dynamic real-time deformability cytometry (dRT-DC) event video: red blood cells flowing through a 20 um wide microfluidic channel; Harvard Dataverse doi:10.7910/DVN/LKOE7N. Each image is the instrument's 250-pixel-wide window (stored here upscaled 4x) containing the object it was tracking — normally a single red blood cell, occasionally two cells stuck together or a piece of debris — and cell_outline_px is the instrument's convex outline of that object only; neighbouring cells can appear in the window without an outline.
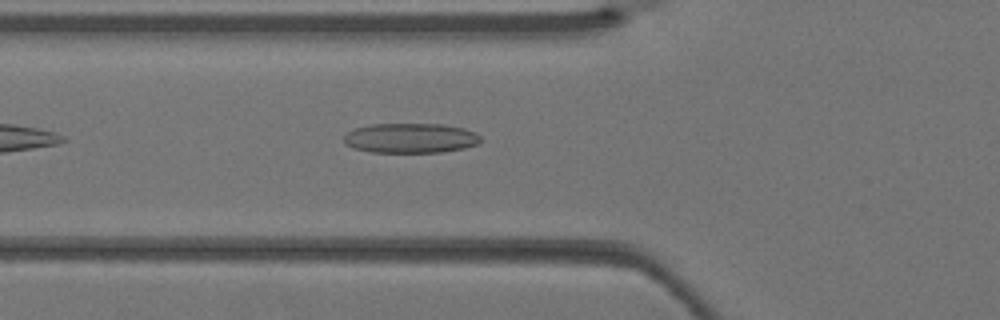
{"species": "Egyptian fruit bat (a non-hibernating species)", "species_latin": "Rousettus aegyptiacus", "temperature_condition": "warm", "stored_images_in_passage": 4, "camera_frame_rate_fps": 3000, "um_per_image_px": 0.085, "animal": {"sex": "female"}, "frame": {"image": 1, "passage_image": 3, "time_ms": 0.667, "image_size_px": [1000, 320], "cell_outline_px": [[480, 140], [476, 144], [464, 148], [440, 152], [372, 152], [352, 148], [344, 144], [344, 136], [348, 132], [356, 128], [372, 124], [444, 124], [464, 128], [476, 132], [480, 136]], "centroid_in_image_um": [34.88, 11.73], "position_along_channel_um": 90.9, "area_um2": 23.76}}